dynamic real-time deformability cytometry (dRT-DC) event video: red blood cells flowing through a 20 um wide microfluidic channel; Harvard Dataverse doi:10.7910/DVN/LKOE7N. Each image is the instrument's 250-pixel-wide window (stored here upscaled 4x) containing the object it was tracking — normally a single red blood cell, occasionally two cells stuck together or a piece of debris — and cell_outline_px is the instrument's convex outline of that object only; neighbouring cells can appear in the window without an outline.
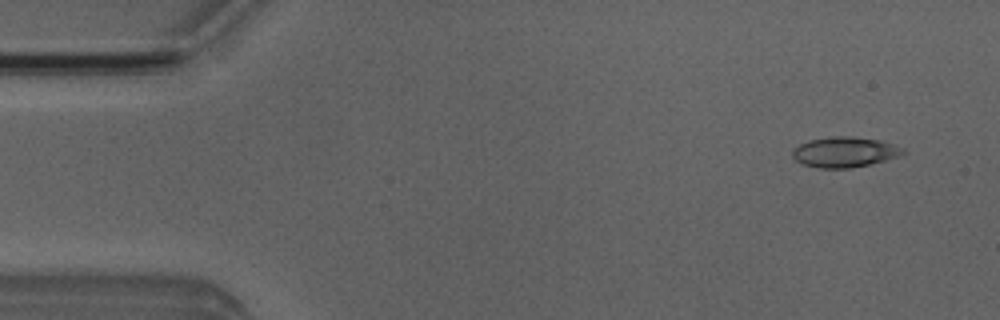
{"species": "Egyptian fruit bat (a non-hibernating species)", "species_latin": "Rousettus aegyptiacus", "temperature_condition": "room temperature", "stored_images_in_passage": 4, "camera_frame_rate_fps": 3000, "um_per_image_px": 0.085, "animal": {"sex": "male"}, "frame": {"image": 1, "passage_image": 1, "time_ms": 0.0, "image_size_px": [1000, 320], "cell_outline_px": [[908, 152], [884, 160], [868, 164], [848, 168], [820, 168], [800, 164], [792, 156], [792, 152], [800, 144], [808, 140], [832, 136], [852, 136], [880, 140], [904, 148]], "centroid_in_image_um": [71.77, 12.92], "position_along_channel_um": 13.2, "area_um2": 19.42}}
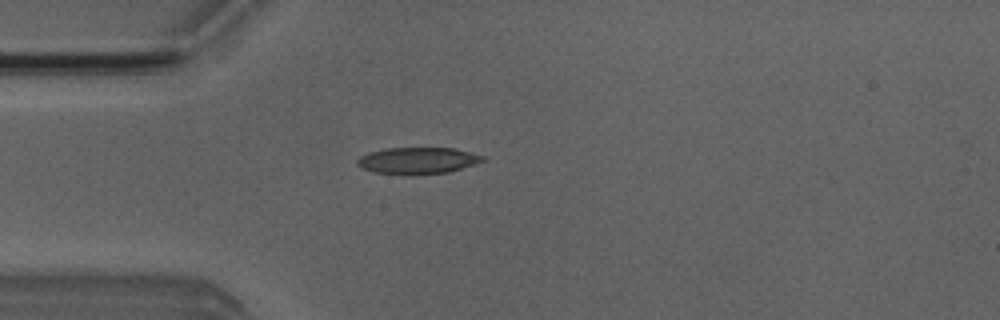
{"frame": {"image": 2, "passage_image": 4, "time_ms": 3.333, "image_size_px": [1000, 320], "cell_outline_px": [[488, 160], [476, 164], [448, 172], [372, 172], [360, 168], [356, 164], [356, 160], [360, 156], [368, 152], [384, 148], [452, 148], [484, 156]], "centroid_in_image_um": [35.49, 13.61], "position_along_channel_um": 49.5, "area_um2": 18.79}}